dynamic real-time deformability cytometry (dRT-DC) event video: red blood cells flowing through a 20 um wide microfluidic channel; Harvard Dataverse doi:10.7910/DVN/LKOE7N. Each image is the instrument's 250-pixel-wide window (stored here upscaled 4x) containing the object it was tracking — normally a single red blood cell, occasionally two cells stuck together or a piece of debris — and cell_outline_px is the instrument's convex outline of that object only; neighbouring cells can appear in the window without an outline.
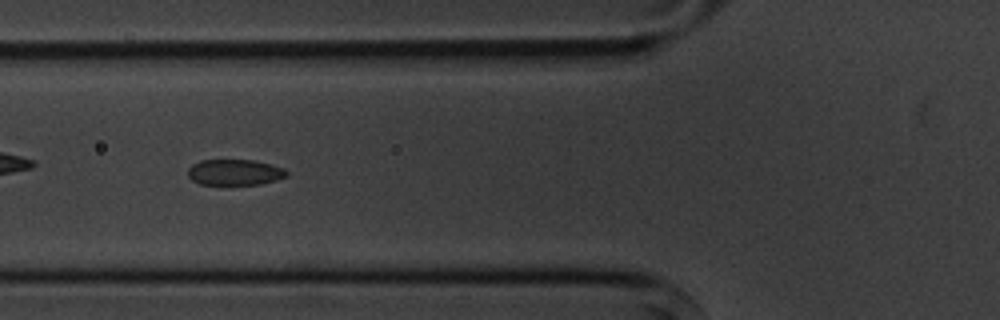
{"species": "common noctule bat (a hibernating species)", "species_latin": "Nyctalus noctula", "temperature_condition": "cold", "stored_images_in_passage": 8, "camera_frame_rate_fps": 3000, "um_per_image_px": 0.085, "animal": {"sex": "male", "body_mass_g": 20.1, "forearm_length_mm": 53.5}, "frame": {"image": 1, "passage_image": 7, "time_ms": 7.0, "image_size_px": [1000, 320], "cell_outline_px": [[288, 176], [276, 180], [260, 184], [200, 184], [192, 180], [188, 176], [188, 168], [192, 164], [200, 160], [256, 160], [272, 164], [284, 168], [288, 172]], "centroid_in_image_um": [19.97, 14.63], "position_along_channel_um": 105.8, "area_um2": 14.97}}
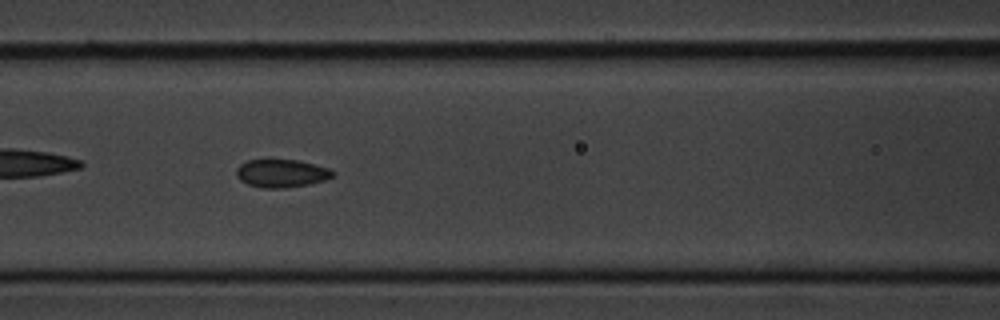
{"frame": {"image": 2, "passage_image": 8, "time_ms": 8.0, "image_size_px": [1000, 320], "cell_outline_px": [[336, 172], [332, 176], [324, 180], [308, 184], [284, 188], [260, 188], [248, 184], [240, 180], [236, 176], [236, 168], [240, 164], [248, 160], [296, 160], [328, 168]], "centroid_in_image_um": [23.89, 14.74], "position_along_channel_um": 142.7, "area_um2": 15.61}}